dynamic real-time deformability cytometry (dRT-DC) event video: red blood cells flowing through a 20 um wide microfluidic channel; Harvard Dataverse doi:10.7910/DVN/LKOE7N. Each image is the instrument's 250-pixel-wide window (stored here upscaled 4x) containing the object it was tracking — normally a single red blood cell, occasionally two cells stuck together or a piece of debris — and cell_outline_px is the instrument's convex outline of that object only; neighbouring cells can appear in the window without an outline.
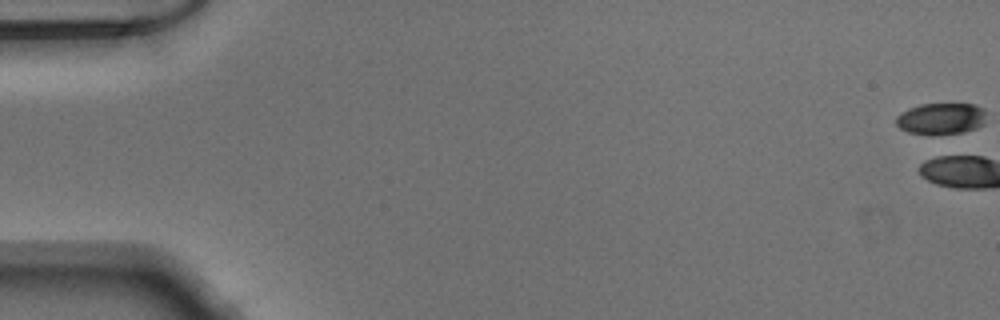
{"species": "Egyptian fruit bat (a non-hibernating species)", "species_latin": "Rousettus aegyptiacus", "temperature_condition": "warm", "stored_images_in_passage": 52, "camera_frame_rate_fps": 3000, "um_per_image_px": 0.085, "animal": {"sex": "male"}, "frame": {"image": 1, "passage_image": 1, "time_ms": 0.0, "image_size_px": [1000, 320], "cell_outline_px": [[984, 124], [976, 128], [964, 132], [932, 136], [928, 136], [908, 132], [900, 128], [896, 124], [896, 116], [900, 112], [908, 108], [920, 104], [972, 104], [984, 108]], "centroid_in_image_um": [79.95, 10.1], "position_along_channel_um": 5.1, "area_um2": 16.88}}